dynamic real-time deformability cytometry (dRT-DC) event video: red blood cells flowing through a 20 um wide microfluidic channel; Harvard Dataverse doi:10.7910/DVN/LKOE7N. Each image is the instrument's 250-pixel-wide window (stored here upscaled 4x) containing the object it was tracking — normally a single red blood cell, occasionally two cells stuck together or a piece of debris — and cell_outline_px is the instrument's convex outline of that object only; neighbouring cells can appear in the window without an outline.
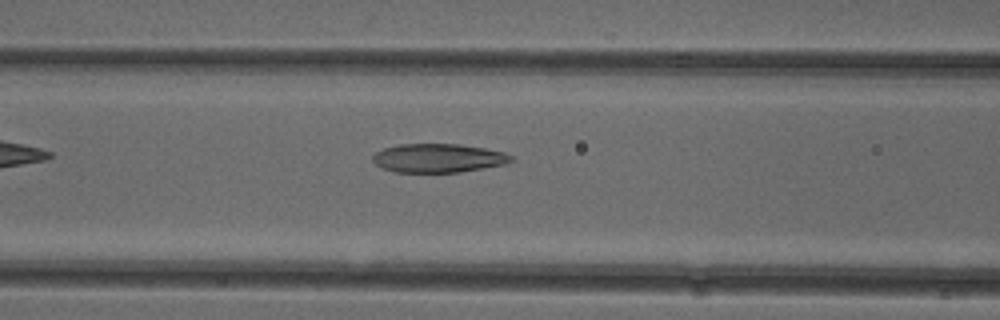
{"species": "common noctule bat (a hibernating species)", "species_latin": "Nyctalus noctula", "temperature_condition": "cold", "stored_images_in_passage": 34, "camera_frame_rate_fps": 3000, "um_per_image_px": 0.085, "animal": {"sex": "female"}, "frame": {"image": 1, "passage_image": 5, "time_ms": 1.333, "image_size_px": [1000, 320], "cell_outline_px": [[512, 160], [504, 164], [460, 172], [396, 172], [384, 168], [376, 164], [372, 160], [372, 156], [376, 152], [384, 148], [400, 144], [460, 144], [484, 148], [504, 152], [512, 156]], "centroid_in_image_um": [37.24, 13.43], "position_along_channel_um": 129.4, "area_um2": 23.0}}
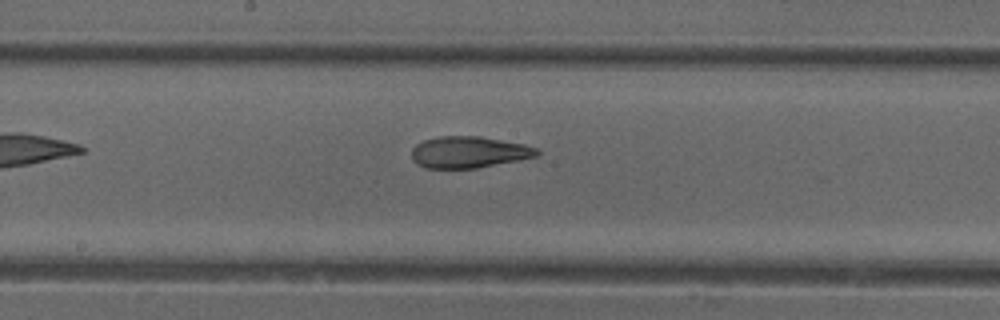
{"frame": {"image": 2, "passage_image": 11, "time_ms": 3.333, "image_size_px": [1000, 320], "cell_outline_px": [[540, 152], [536, 156], [520, 160], [476, 168], [424, 168], [416, 164], [412, 160], [412, 148], [416, 144], [424, 140], [440, 136], [480, 136], [524, 144], [536, 148]], "centroid_in_image_um": [39.83, 12.93], "position_along_channel_um": 208.4, "area_um2": 23.06}}
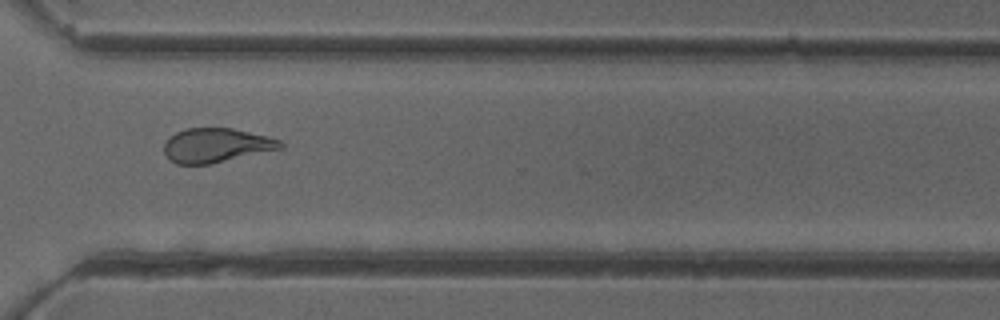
{"frame": {"image": 3, "passage_image": 22, "time_ms": 7.0, "image_size_px": [1000, 320], "cell_outline_px": [[284, 148], [208, 164], [176, 164], [168, 160], [164, 152], [164, 144], [176, 132], [184, 128], [232, 128], [268, 136], [280, 140], [284, 144]], "centroid_in_image_um": [18.38, 12.35], "position_along_channel_um": 352.2, "area_um2": 23.18}}